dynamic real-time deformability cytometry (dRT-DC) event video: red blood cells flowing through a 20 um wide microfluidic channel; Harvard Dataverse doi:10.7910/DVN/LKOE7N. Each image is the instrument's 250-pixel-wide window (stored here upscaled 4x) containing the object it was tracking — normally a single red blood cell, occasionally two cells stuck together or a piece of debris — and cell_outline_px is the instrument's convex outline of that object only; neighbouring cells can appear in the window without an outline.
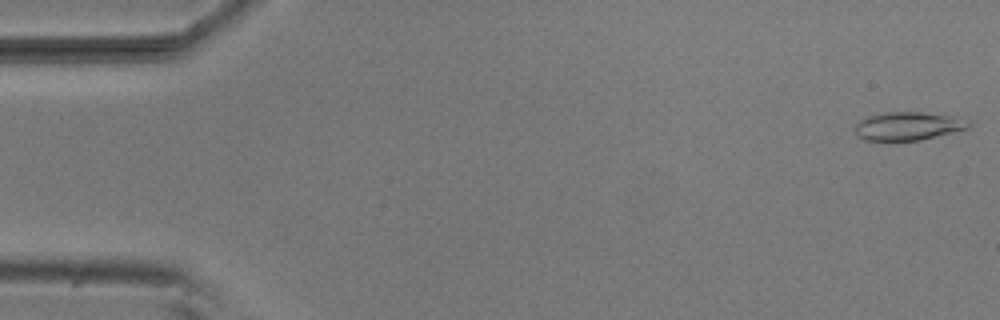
{"species": "common noctule bat (a hibernating species)", "species_latin": "Nyctalus noctula", "temperature_condition": "room temperature", "stored_images_in_passage": 52, "camera_frame_rate_fps": 3000, "um_per_image_px": 0.085, "animal": {"sex": "male", "body_mass_g": 20.5, "forearm_length_mm": 52.5}, "frame": {"image": 1, "passage_image": 1, "time_ms": 0.0, "image_size_px": [1000, 320], "cell_outline_px": [[972, 128], [920, 140], [864, 140], [856, 136], [852, 128], [860, 120], [868, 116], [884, 112], [920, 112], [956, 116], [972, 120]], "centroid_in_image_um": [77.23, 10.71], "position_along_channel_um": 7.8, "area_um2": 19.19}}
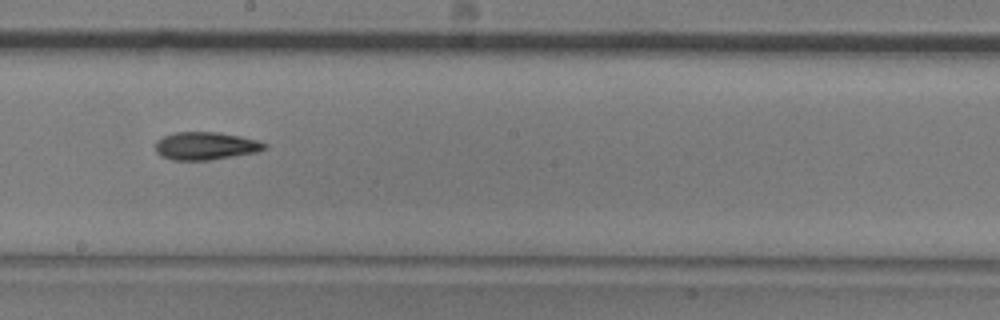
{"frame": {"image": 2, "passage_image": 29, "time_ms": 9.333, "image_size_px": [1000, 320], "cell_outline_px": [[268, 148], [256, 152], [208, 160], [172, 160], [160, 156], [156, 152], [156, 140], [164, 136], [176, 132], [220, 132], [240, 136], [256, 140], [268, 144]], "centroid_in_image_um": [17.47, 12.4], "position_along_channel_um": 230.7, "area_um2": 17.69}}
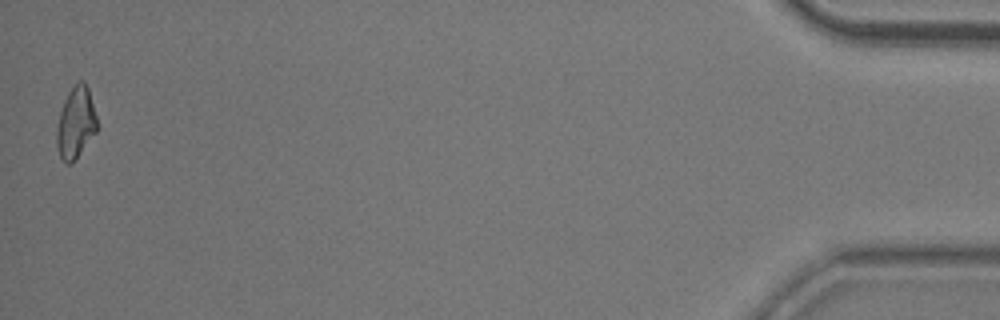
{"frame": {"image": 3, "passage_image": 52, "time_ms": 17.0, "image_size_px": [1000, 320], "cell_outline_px": [[96, 132], [72, 164], [64, 164], [56, 148], [56, 132], [60, 112], [64, 100], [68, 92], [80, 80], [84, 80], [88, 88], [96, 116]], "centroid_in_image_um": [6.42, 10.47], "position_along_channel_um": 428.8, "area_um2": 16.7}, "authors_computed_cell_mechanics": {"area_um2": 17.5423, "velocity_mm_per_s": 3.821, "shape_relaxation_time_tau1_ms": 5.6002, "shape_relaxation_time_tau2_ms": 3.3789, "deformation_change_tau1": 0.1729, "deformation_change_tau2": 0.0991}}